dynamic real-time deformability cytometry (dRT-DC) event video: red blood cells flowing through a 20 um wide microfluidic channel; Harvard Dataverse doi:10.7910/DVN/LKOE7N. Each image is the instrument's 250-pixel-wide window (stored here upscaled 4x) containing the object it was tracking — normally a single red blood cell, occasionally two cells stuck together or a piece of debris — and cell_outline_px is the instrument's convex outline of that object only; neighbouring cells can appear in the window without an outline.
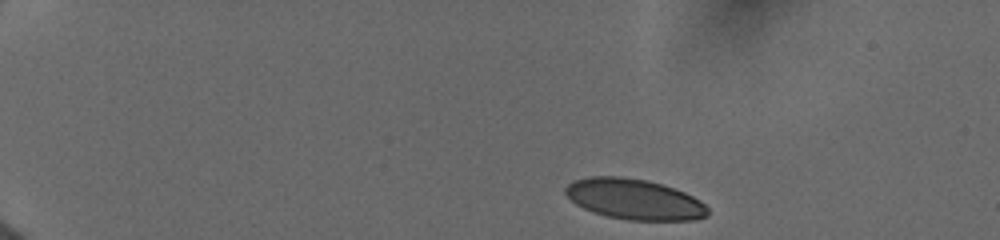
{"species": "human", "species_latin": "Homo sapiens", "temperature_condition": "cold", "stored_images_in_passage": 10, "camera_frame_rate_fps": 3000, "um_per_image_px": 0.085, "donor": {"sex": "female"}, "frame": {"image": 1, "passage_image": 1, "time_ms": 0.0, "image_size_px": [1000, 240], "cell_outline_px": [[708, 216], [696, 220], [628, 220], [608, 216], [592, 212], [576, 204], [564, 192], [564, 188], [568, 184], [576, 180], [588, 176], [620, 176], [648, 180], [684, 192], [700, 200], [708, 208]], "centroid_in_image_um": [53.92, 16.93], "position_along_channel_um": 31.1, "area_um2": 33.58}}
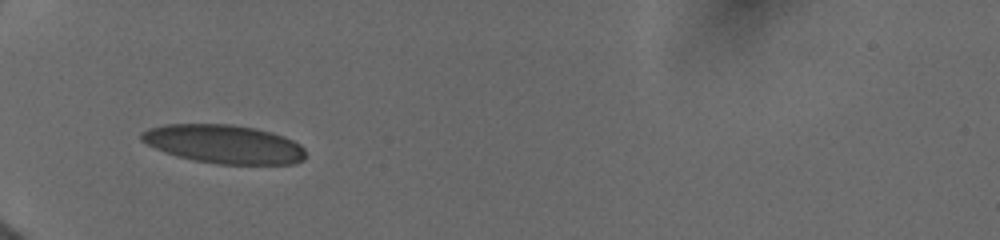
{"frame": {"image": 2, "passage_image": 7, "time_ms": 3.333, "image_size_px": [1000, 240], "cell_outline_px": [[304, 160], [296, 164], [220, 164], [196, 160], [164, 152], [140, 140], [140, 132], [148, 128], [164, 124], [232, 124], [256, 128], [272, 132], [284, 136], [300, 144], [304, 148]], "centroid_in_image_um": [19.04, 12.24], "position_along_channel_um": 66.0, "area_um2": 36.99}}
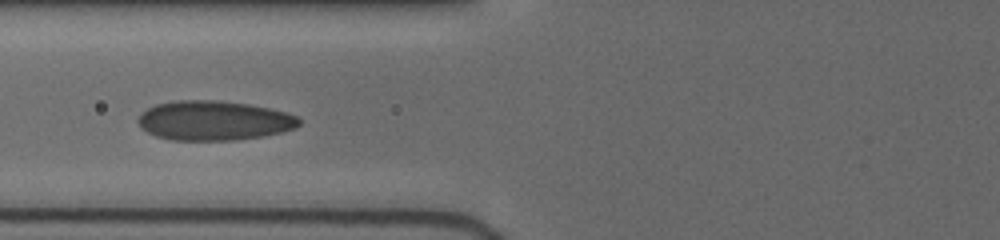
{"frame": {"image": 3, "passage_image": 9, "time_ms": 4.667, "image_size_px": [1000, 240], "cell_outline_px": [[300, 124], [296, 128], [264, 136], [236, 140], [172, 140], [156, 136], [140, 128], [136, 120], [148, 108], [156, 104], [176, 100], [220, 100], [248, 104], [268, 108], [284, 112], [296, 116], [300, 120]], "centroid_in_image_um": [18.16, 10.25], "position_along_channel_um": 107.6, "area_um2": 37.11}}